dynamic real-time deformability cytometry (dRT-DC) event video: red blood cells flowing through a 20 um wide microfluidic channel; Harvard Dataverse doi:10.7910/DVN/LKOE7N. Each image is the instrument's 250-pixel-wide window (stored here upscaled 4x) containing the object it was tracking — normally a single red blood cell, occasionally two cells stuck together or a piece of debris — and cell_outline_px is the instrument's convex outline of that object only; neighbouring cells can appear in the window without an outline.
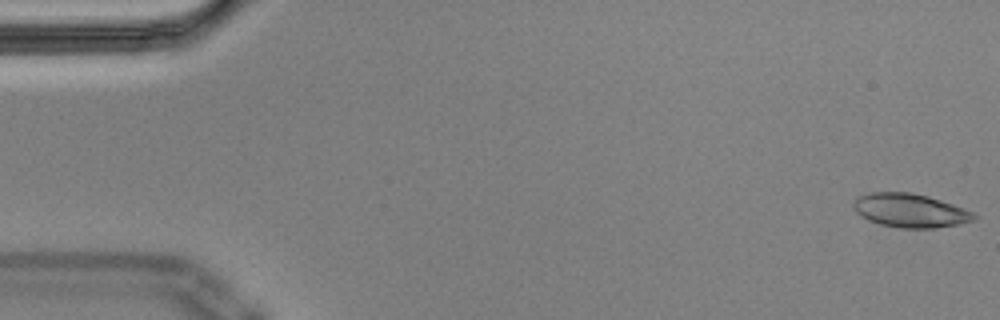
{"species": "Egyptian fruit bat (a non-hibernating species)", "species_latin": "Rousettus aegyptiacus", "temperature_condition": "cold", "stored_images_in_passage": 16, "camera_frame_rate_fps": 3000, "um_per_image_px": 0.085, "animal": {"sex": "male"}, "frame": {"image": 1, "passage_image": 1, "time_ms": 0.0, "image_size_px": [1000, 320], "cell_outline_px": [[980, 216], [972, 220], [956, 224], [936, 228], [900, 228], [880, 224], [868, 220], [860, 216], [856, 212], [852, 204], [860, 196], [872, 192], [912, 192], [928, 196], [964, 208]], "centroid_in_image_um": [77.35, 17.89], "position_along_channel_um": 7.6, "area_um2": 23.58}}
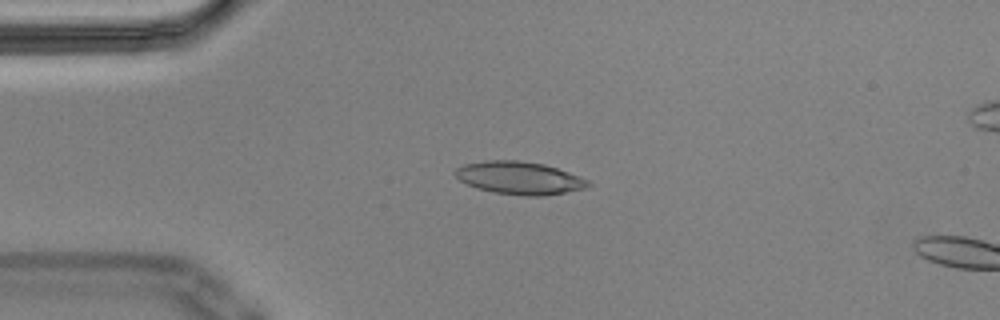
{"frame": {"image": 2, "passage_image": 13, "time_ms": 4.0, "image_size_px": [1000, 320], "cell_outline_px": [[592, 184], [584, 188], [544, 196], [524, 196], [496, 192], [476, 188], [460, 180], [452, 172], [456, 168], [464, 164], [484, 160], [516, 160], [544, 164], [580, 176], [588, 180]], "centroid_in_image_um": [44.12, 15.12], "position_along_channel_um": 40.9, "area_um2": 25.26}}